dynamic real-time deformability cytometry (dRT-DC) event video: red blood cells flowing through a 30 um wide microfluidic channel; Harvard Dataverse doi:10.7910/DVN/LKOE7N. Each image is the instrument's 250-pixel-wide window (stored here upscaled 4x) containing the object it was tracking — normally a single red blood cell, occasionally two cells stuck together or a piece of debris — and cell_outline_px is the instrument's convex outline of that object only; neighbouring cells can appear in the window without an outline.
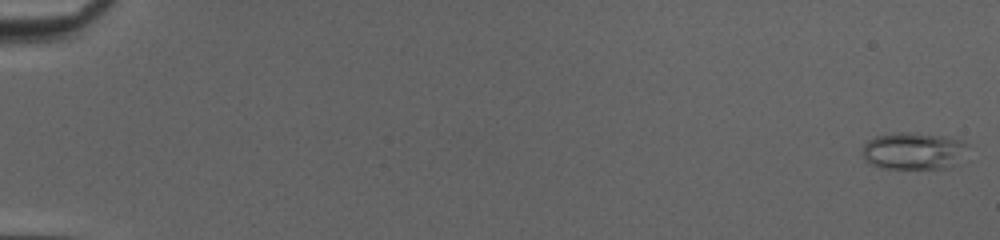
{"species": "common noctule bat (a hibernating species)", "species_latin": "Nyctalus noctula", "temperature_condition": "cold", "stored_images_in_passage": 51, "camera_frame_rate_fps": 3000, "um_per_image_px": 0.085, "animal": {"sex": "female", "body_mass_g": 20.0, "forearm_length_mm": 54.0}, "frame": {"image": 1, "passage_image": 1, "time_ms": 0.0, "image_size_px": [1000, 240], "cell_outline_px": [[968, 144], [952, 164], [944, 168], [884, 168], [872, 164], [864, 156], [864, 144], [868, 140], [876, 136], [896, 132], [908, 132], [944, 136], [960, 140]], "centroid_in_image_um": [77.59, 12.8], "position_along_channel_um": 7.4, "area_um2": 21.96}}
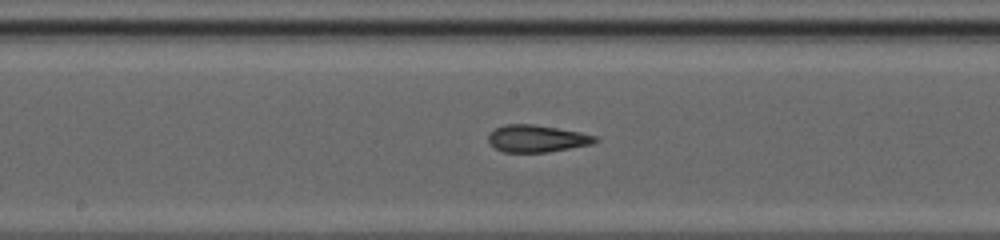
{"frame": {"image": 2, "passage_image": 29, "time_ms": 9.333, "image_size_px": [1000, 240], "cell_outline_px": [[600, 140], [592, 144], [548, 152], [504, 152], [496, 148], [488, 140], [488, 136], [496, 128], [504, 124], [532, 124], [580, 132], [600, 136]], "centroid_in_image_um": [45.69, 11.78], "position_along_channel_um": 202.5, "area_um2": 16.82}}
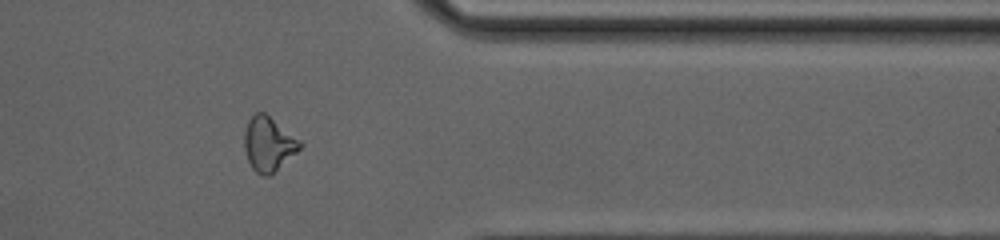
{"frame": {"image": 3, "passage_image": 43, "time_ms": 14.0, "image_size_px": [1000, 240], "cell_outline_px": [[304, 144], [296, 152], [268, 176], [264, 176], [256, 172], [252, 168], [248, 160], [244, 148], [244, 132], [248, 120], [256, 112], [264, 112], [300, 140]], "centroid_in_image_um": [22.8, 12.22], "position_along_channel_um": 388.6, "area_um2": 17.28}, "authors_computed_cell_mechanics": {"area_um2": 17.4556, "velocity_mm_per_s": 4.1758, "shape_relaxation_time_tau1_ms": null, "shape_relaxation_time_tau2_ms": 1.6369, "deformation_change_tau1": null, "deformation_change_tau2": 0.1029}}